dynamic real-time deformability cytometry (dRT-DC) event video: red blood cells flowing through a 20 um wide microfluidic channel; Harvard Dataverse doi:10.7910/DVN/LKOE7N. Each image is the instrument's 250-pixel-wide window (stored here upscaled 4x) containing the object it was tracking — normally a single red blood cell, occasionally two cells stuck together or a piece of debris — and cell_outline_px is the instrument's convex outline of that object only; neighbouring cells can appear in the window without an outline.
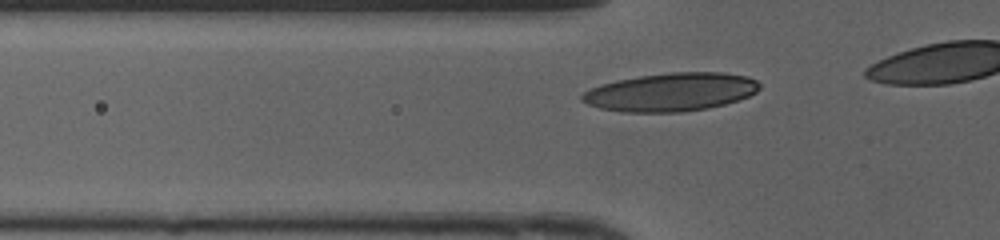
{"species": "human", "species_latin": "Homo sapiens", "temperature_condition": "cold", "stored_images_in_passage": 12, "camera_frame_rate_fps": 3000, "um_per_image_px": 0.085, "donor": {"sex": "female"}, "frame": {"image": 1, "passage_image": 6, "time_ms": 1.667, "image_size_px": [1000, 240], "cell_outline_px": [[760, 88], [756, 92], [748, 96], [724, 104], [708, 108], [680, 112], [620, 112], [600, 108], [588, 104], [580, 100], [580, 96], [584, 92], [600, 84], [616, 80], [640, 76], [672, 72], [724, 72], [748, 76], [756, 80], [760, 84]], "centroid_in_image_um": [57.02, 7.82], "position_along_channel_um": 68.8, "area_um2": 39.65}}
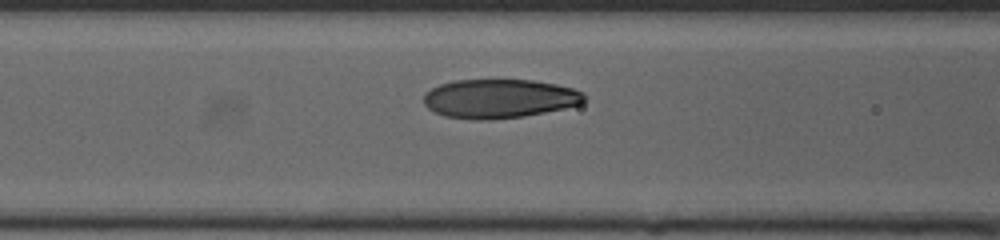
{"frame": {"image": 2, "passage_image": 10, "time_ms": 3.0, "image_size_px": [1000, 240], "cell_outline_px": [[584, 100], [580, 104], [564, 108], [524, 116], [488, 120], [476, 120], [444, 116], [428, 108], [424, 104], [424, 92], [440, 84], [452, 80], [532, 80], [556, 84], [572, 88], [580, 92], [584, 96]], "centroid_in_image_um": [42.4, 8.38], "position_along_channel_um": 124.2, "area_um2": 36.36}}